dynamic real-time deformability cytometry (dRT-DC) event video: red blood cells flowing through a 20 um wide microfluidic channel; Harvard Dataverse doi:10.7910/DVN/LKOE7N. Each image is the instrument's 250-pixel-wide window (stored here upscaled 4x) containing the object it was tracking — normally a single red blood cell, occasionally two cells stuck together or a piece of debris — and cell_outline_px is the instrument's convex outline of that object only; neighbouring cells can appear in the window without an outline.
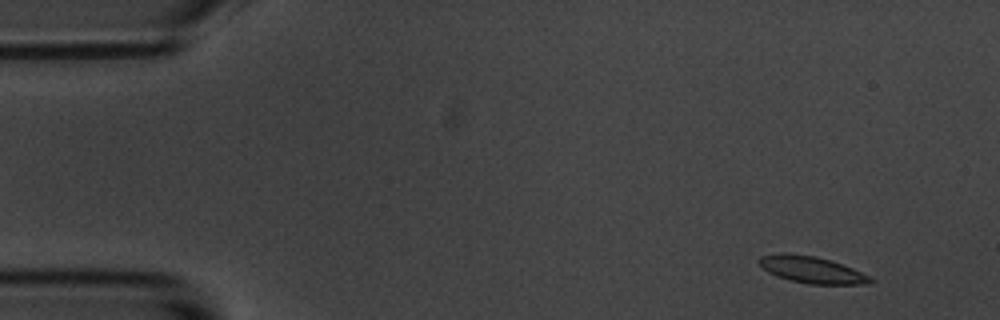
{"species": "common noctule bat (a hibernating species)", "species_latin": "Nyctalus noctula", "temperature_condition": "room temperature", "stored_images_in_passage": 5, "camera_frame_rate_fps": 3000, "um_per_image_px": 0.085, "animal": {"sex": "male", "body_mass_g": 20.1, "forearm_length_mm": 53.5}, "frame": {"image": 1, "passage_image": 2, "time_ms": 1.0, "image_size_px": [1000, 320], "cell_outline_px": [[876, 280], [864, 284], [812, 284], [788, 280], [776, 276], [768, 272], [756, 260], [760, 256], [784, 252], [816, 256], [852, 268], [872, 276]], "centroid_in_image_um": [68.98, 22.92], "position_along_channel_um": 16.0, "area_um2": 17.34}}
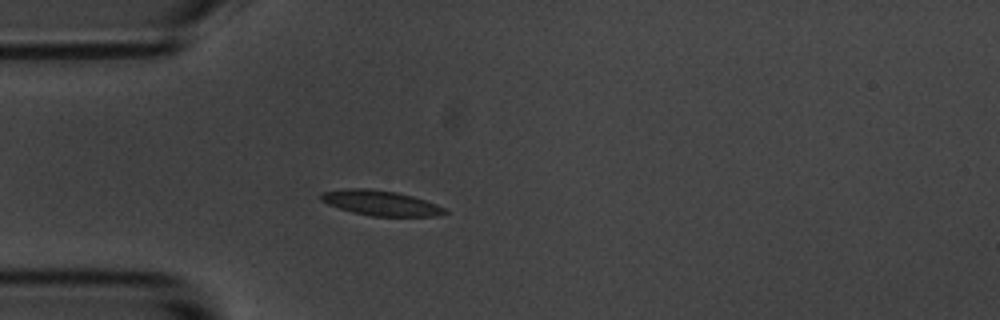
{"frame": {"image": 2, "passage_image": 5, "time_ms": 4.667, "image_size_px": [1000, 320], "cell_outline_px": [[448, 212], [436, 216], [372, 216], [352, 212], [328, 204], [320, 200], [320, 196], [324, 192], [348, 188], [368, 188], [396, 192], [412, 196], [436, 204], [444, 208]], "centroid_in_image_um": [32.35, 17.25], "position_along_channel_um": 52.7, "area_um2": 17.86}}